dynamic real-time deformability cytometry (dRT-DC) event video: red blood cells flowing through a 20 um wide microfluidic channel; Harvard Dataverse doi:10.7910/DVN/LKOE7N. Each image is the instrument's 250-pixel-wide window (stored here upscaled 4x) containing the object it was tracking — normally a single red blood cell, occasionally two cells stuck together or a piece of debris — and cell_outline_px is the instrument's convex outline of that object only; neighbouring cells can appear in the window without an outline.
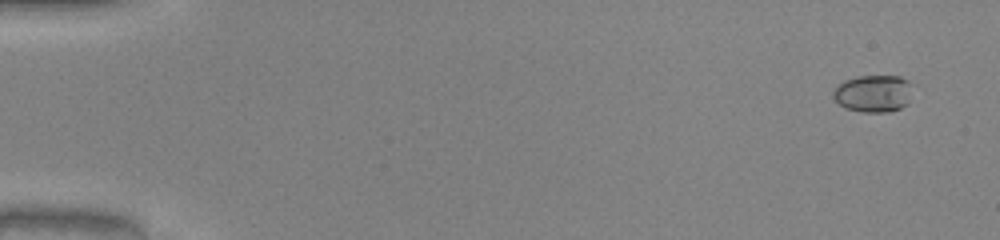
{"species": "common noctule bat (a hibernating species)", "species_latin": "Nyctalus noctula", "temperature_condition": "warm", "stored_images_in_passage": 53, "camera_frame_rate_fps": 3000, "um_per_image_px": 0.085, "animal": {"sex": "male", "body_mass_g": 20.0, "forearm_length_mm": 53.3}, "frame": {"image": 1, "passage_image": 4, "time_ms": 1.0, "image_size_px": [1000, 240], "cell_outline_px": [[908, 104], [900, 108], [888, 112], [860, 112], [844, 108], [832, 96], [832, 92], [844, 80], [856, 76], [900, 76], [908, 80]], "centroid_in_image_um": [74.18, 7.95], "position_along_channel_um": 10.8, "area_um2": 16.99}}
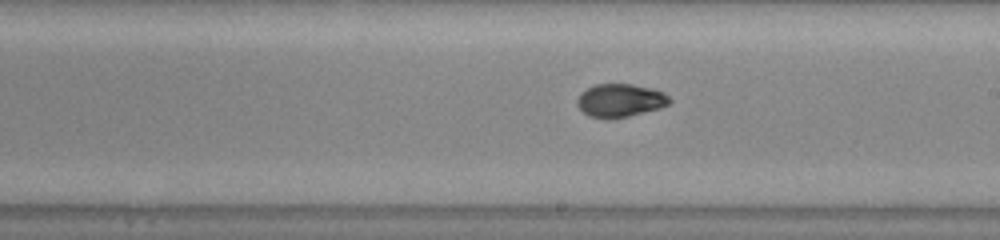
{"frame": {"image": 2, "passage_image": 32, "time_ms": 10.333, "image_size_px": [1000, 240], "cell_outline_px": [[672, 100], [668, 104], [660, 108], [628, 116], [588, 116], [576, 104], [576, 100], [580, 92], [596, 84], [632, 84], [652, 88], [664, 92]], "centroid_in_image_um": [52.73, 8.49], "position_along_channel_um": 236.3, "area_um2": 17.46}}
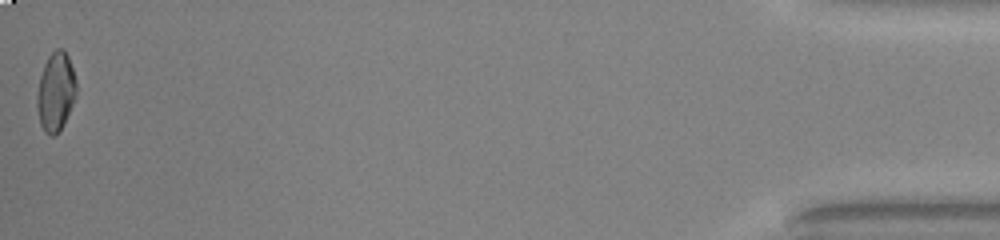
{"frame": {"image": 3, "passage_image": 53, "time_ms": 17.333, "image_size_px": [1000, 240], "cell_outline_px": [[76, 96], [64, 124], [52, 136], [44, 132], [40, 124], [36, 104], [36, 96], [40, 76], [44, 64], [48, 56], [56, 48], [64, 48], [68, 56], [76, 80]], "centroid_in_image_um": [4.73, 7.78], "position_along_channel_um": 430.5, "area_um2": 18.09}, "authors_computed_cell_mechanics": {"area_um2": 17.4556, "velocity_mm_per_s": 4.077, "shape_relaxation_time_tau1_ms": 3.5288, "shape_relaxation_time_tau2_ms": 1.4392, "deformation_change_tau1": 0.1684, "deformation_change_tau2": 0.0375}}